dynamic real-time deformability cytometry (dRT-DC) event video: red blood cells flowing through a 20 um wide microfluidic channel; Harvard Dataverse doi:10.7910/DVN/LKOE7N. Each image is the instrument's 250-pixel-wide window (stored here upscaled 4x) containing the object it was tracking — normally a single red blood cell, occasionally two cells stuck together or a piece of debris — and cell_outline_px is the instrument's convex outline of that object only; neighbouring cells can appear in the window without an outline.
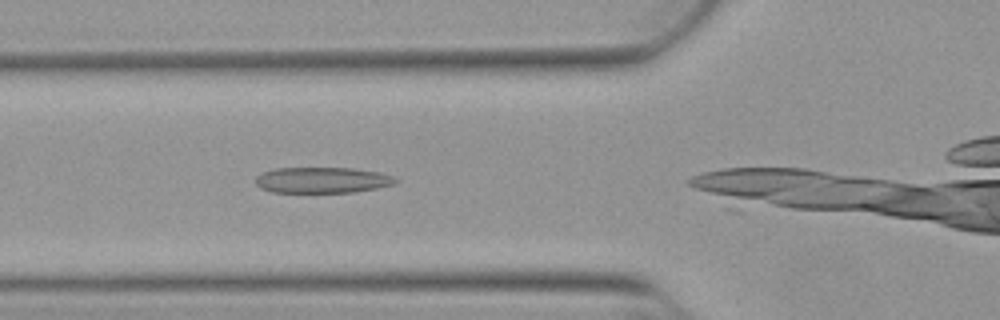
{"species": "Egyptian fruit bat (a non-hibernating species)", "species_latin": "Rousettus aegyptiacus", "temperature_condition": "warm", "stored_images_in_passage": 26, "camera_frame_rate_fps": 3000, "um_per_image_px": 0.085, "animal": {"sex": "female"}, "frame": {"image": 1, "passage_image": 3, "time_ms": 0.667, "image_size_px": [1000, 320], "cell_outline_px": [[400, 180], [396, 184], [376, 188], [352, 192], [272, 192], [260, 188], [256, 184], [256, 176], [264, 172], [276, 168], [352, 168], [380, 172], [392, 176]], "centroid_in_image_um": [27.42, 15.3], "position_along_channel_um": 98.4, "area_um2": 21.1}}
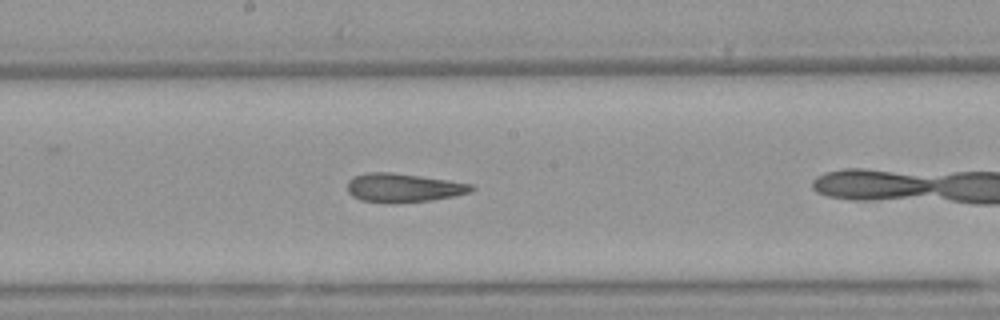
{"frame": {"image": 2, "passage_image": 12, "time_ms": 3.667, "image_size_px": [1000, 320], "cell_outline_px": [[476, 188], [472, 192], [432, 200], [396, 204], [388, 204], [360, 200], [352, 196], [348, 192], [348, 180], [352, 176], [368, 172], [392, 172], [448, 180], [472, 184]], "centroid_in_image_um": [34.26, 15.97], "position_along_channel_um": 213.9, "area_um2": 21.15}}
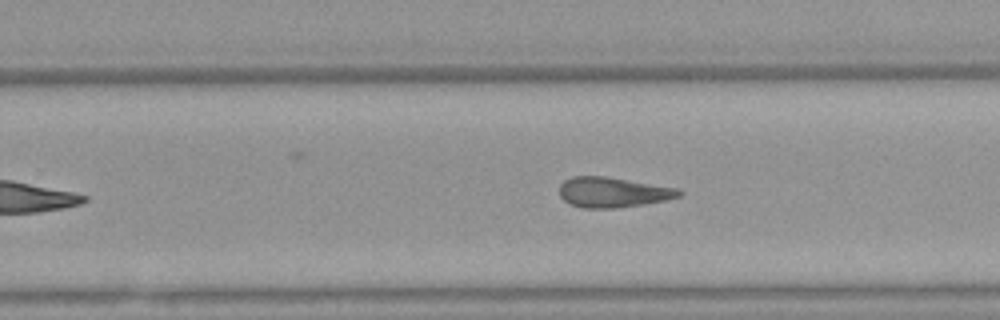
{"frame": {"image": 3, "passage_image": 17, "time_ms": 5.333, "image_size_px": [1000, 320], "cell_outline_px": [[684, 192], [680, 196], [664, 200], [644, 204], [616, 208], [584, 208], [572, 204], [564, 200], [560, 196], [560, 184], [564, 180], [572, 176], [604, 176], [680, 188]], "centroid_in_image_um": [52.11, 16.33], "position_along_channel_um": 277.7, "area_um2": 21.04}}